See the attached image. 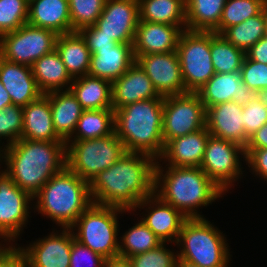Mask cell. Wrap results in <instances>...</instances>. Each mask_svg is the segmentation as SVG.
<instances>
[{
    "instance_id": "obj_1",
    "label": "cell",
    "mask_w": 267,
    "mask_h": 267,
    "mask_svg": "<svg viewBox=\"0 0 267 267\" xmlns=\"http://www.w3.org/2000/svg\"><path fill=\"white\" fill-rule=\"evenodd\" d=\"M155 164L156 159L151 155L126 152L89 183L92 202L133 212L154 193Z\"/></svg>"
},
{
    "instance_id": "obj_2",
    "label": "cell",
    "mask_w": 267,
    "mask_h": 267,
    "mask_svg": "<svg viewBox=\"0 0 267 267\" xmlns=\"http://www.w3.org/2000/svg\"><path fill=\"white\" fill-rule=\"evenodd\" d=\"M2 164L13 182L34 197L51 177L66 167V142L20 138L1 149Z\"/></svg>"
},
{
    "instance_id": "obj_3",
    "label": "cell",
    "mask_w": 267,
    "mask_h": 267,
    "mask_svg": "<svg viewBox=\"0 0 267 267\" xmlns=\"http://www.w3.org/2000/svg\"><path fill=\"white\" fill-rule=\"evenodd\" d=\"M154 193L187 218H204L198 211L222 198L219 188L200 167L155 164Z\"/></svg>"
},
{
    "instance_id": "obj_4",
    "label": "cell",
    "mask_w": 267,
    "mask_h": 267,
    "mask_svg": "<svg viewBox=\"0 0 267 267\" xmlns=\"http://www.w3.org/2000/svg\"><path fill=\"white\" fill-rule=\"evenodd\" d=\"M163 101L147 99L114 110V131L126 152L145 153L156 160L162 155Z\"/></svg>"
},
{
    "instance_id": "obj_5",
    "label": "cell",
    "mask_w": 267,
    "mask_h": 267,
    "mask_svg": "<svg viewBox=\"0 0 267 267\" xmlns=\"http://www.w3.org/2000/svg\"><path fill=\"white\" fill-rule=\"evenodd\" d=\"M34 212L50 218L60 228H71L93 203L89 183L65 167L33 197Z\"/></svg>"
},
{
    "instance_id": "obj_6",
    "label": "cell",
    "mask_w": 267,
    "mask_h": 267,
    "mask_svg": "<svg viewBox=\"0 0 267 267\" xmlns=\"http://www.w3.org/2000/svg\"><path fill=\"white\" fill-rule=\"evenodd\" d=\"M178 261L199 267H228L232 255L227 238L206 218H187L176 244Z\"/></svg>"
},
{
    "instance_id": "obj_7",
    "label": "cell",
    "mask_w": 267,
    "mask_h": 267,
    "mask_svg": "<svg viewBox=\"0 0 267 267\" xmlns=\"http://www.w3.org/2000/svg\"><path fill=\"white\" fill-rule=\"evenodd\" d=\"M125 212L128 211L92 203L78 217L71 230L75 239L92 251L106 259L117 257L120 242L118 217Z\"/></svg>"
},
{
    "instance_id": "obj_8",
    "label": "cell",
    "mask_w": 267,
    "mask_h": 267,
    "mask_svg": "<svg viewBox=\"0 0 267 267\" xmlns=\"http://www.w3.org/2000/svg\"><path fill=\"white\" fill-rule=\"evenodd\" d=\"M126 153L115 131L108 136L66 141V167L90 183L101 171L116 163Z\"/></svg>"
},
{
    "instance_id": "obj_9",
    "label": "cell",
    "mask_w": 267,
    "mask_h": 267,
    "mask_svg": "<svg viewBox=\"0 0 267 267\" xmlns=\"http://www.w3.org/2000/svg\"><path fill=\"white\" fill-rule=\"evenodd\" d=\"M176 52L186 92H197L214 74L210 50V32L184 30Z\"/></svg>"
},
{
    "instance_id": "obj_10",
    "label": "cell",
    "mask_w": 267,
    "mask_h": 267,
    "mask_svg": "<svg viewBox=\"0 0 267 267\" xmlns=\"http://www.w3.org/2000/svg\"><path fill=\"white\" fill-rule=\"evenodd\" d=\"M241 160L246 162L245 148L232 141L210 135L200 168L227 193L236 181L243 178L244 167Z\"/></svg>"
},
{
    "instance_id": "obj_11",
    "label": "cell",
    "mask_w": 267,
    "mask_h": 267,
    "mask_svg": "<svg viewBox=\"0 0 267 267\" xmlns=\"http://www.w3.org/2000/svg\"><path fill=\"white\" fill-rule=\"evenodd\" d=\"M206 127V109L197 92L168 95L163 101L162 136L164 145Z\"/></svg>"
},
{
    "instance_id": "obj_12",
    "label": "cell",
    "mask_w": 267,
    "mask_h": 267,
    "mask_svg": "<svg viewBox=\"0 0 267 267\" xmlns=\"http://www.w3.org/2000/svg\"><path fill=\"white\" fill-rule=\"evenodd\" d=\"M58 34L28 23L0 37V56L10 62L32 66L56 48Z\"/></svg>"
},
{
    "instance_id": "obj_13",
    "label": "cell",
    "mask_w": 267,
    "mask_h": 267,
    "mask_svg": "<svg viewBox=\"0 0 267 267\" xmlns=\"http://www.w3.org/2000/svg\"><path fill=\"white\" fill-rule=\"evenodd\" d=\"M32 201V202H31ZM33 197L20 189L4 171L0 170V241L2 245H15L28 224ZM31 206V207H30ZM4 242V243H3ZM8 242V243H7Z\"/></svg>"
},
{
    "instance_id": "obj_14",
    "label": "cell",
    "mask_w": 267,
    "mask_h": 267,
    "mask_svg": "<svg viewBox=\"0 0 267 267\" xmlns=\"http://www.w3.org/2000/svg\"><path fill=\"white\" fill-rule=\"evenodd\" d=\"M55 230L29 245L17 246L29 267H70L73 231L71 228Z\"/></svg>"
},
{
    "instance_id": "obj_15",
    "label": "cell",
    "mask_w": 267,
    "mask_h": 267,
    "mask_svg": "<svg viewBox=\"0 0 267 267\" xmlns=\"http://www.w3.org/2000/svg\"><path fill=\"white\" fill-rule=\"evenodd\" d=\"M134 57L159 95L165 97L185 93V83L176 51Z\"/></svg>"
},
{
    "instance_id": "obj_16",
    "label": "cell",
    "mask_w": 267,
    "mask_h": 267,
    "mask_svg": "<svg viewBox=\"0 0 267 267\" xmlns=\"http://www.w3.org/2000/svg\"><path fill=\"white\" fill-rule=\"evenodd\" d=\"M138 22V0H106L95 26L118 43L133 44Z\"/></svg>"
},
{
    "instance_id": "obj_17",
    "label": "cell",
    "mask_w": 267,
    "mask_h": 267,
    "mask_svg": "<svg viewBox=\"0 0 267 267\" xmlns=\"http://www.w3.org/2000/svg\"><path fill=\"white\" fill-rule=\"evenodd\" d=\"M138 208L145 209L147 215L142 212L140 219L163 243L176 244L187 217L155 193L141 201L133 211L136 212Z\"/></svg>"
},
{
    "instance_id": "obj_18",
    "label": "cell",
    "mask_w": 267,
    "mask_h": 267,
    "mask_svg": "<svg viewBox=\"0 0 267 267\" xmlns=\"http://www.w3.org/2000/svg\"><path fill=\"white\" fill-rule=\"evenodd\" d=\"M197 93L205 109L228 101H235L243 107L258 96L242 82L240 71L215 73Z\"/></svg>"
},
{
    "instance_id": "obj_19",
    "label": "cell",
    "mask_w": 267,
    "mask_h": 267,
    "mask_svg": "<svg viewBox=\"0 0 267 267\" xmlns=\"http://www.w3.org/2000/svg\"><path fill=\"white\" fill-rule=\"evenodd\" d=\"M211 134L207 127L185 136L169 140L156 162L174 167H200L207 140ZM167 163V164H166Z\"/></svg>"
},
{
    "instance_id": "obj_20",
    "label": "cell",
    "mask_w": 267,
    "mask_h": 267,
    "mask_svg": "<svg viewBox=\"0 0 267 267\" xmlns=\"http://www.w3.org/2000/svg\"><path fill=\"white\" fill-rule=\"evenodd\" d=\"M242 109L235 101L219 103L206 109V127L208 132L220 139L232 141L246 147Z\"/></svg>"
},
{
    "instance_id": "obj_21",
    "label": "cell",
    "mask_w": 267,
    "mask_h": 267,
    "mask_svg": "<svg viewBox=\"0 0 267 267\" xmlns=\"http://www.w3.org/2000/svg\"><path fill=\"white\" fill-rule=\"evenodd\" d=\"M0 81L10 95L12 105L25 107L43 94L31 66L10 62L1 56Z\"/></svg>"
},
{
    "instance_id": "obj_22",
    "label": "cell",
    "mask_w": 267,
    "mask_h": 267,
    "mask_svg": "<svg viewBox=\"0 0 267 267\" xmlns=\"http://www.w3.org/2000/svg\"><path fill=\"white\" fill-rule=\"evenodd\" d=\"M183 30L164 23L138 22L133 43L134 55L176 51Z\"/></svg>"
},
{
    "instance_id": "obj_23",
    "label": "cell",
    "mask_w": 267,
    "mask_h": 267,
    "mask_svg": "<svg viewBox=\"0 0 267 267\" xmlns=\"http://www.w3.org/2000/svg\"><path fill=\"white\" fill-rule=\"evenodd\" d=\"M154 98H164V96L158 94L149 77L136 62L112 82L113 110Z\"/></svg>"
},
{
    "instance_id": "obj_24",
    "label": "cell",
    "mask_w": 267,
    "mask_h": 267,
    "mask_svg": "<svg viewBox=\"0 0 267 267\" xmlns=\"http://www.w3.org/2000/svg\"><path fill=\"white\" fill-rule=\"evenodd\" d=\"M134 63L133 44L118 43L111 49H97L91 55L88 74L113 82Z\"/></svg>"
},
{
    "instance_id": "obj_25",
    "label": "cell",
    "mask_w": 267,
    "mask_h": 267,
    "mask_svg": "<svg viewBox=\"0 0 267 267\" xmlns=\"http://www.w3.org/2000/svg\"><path fill=\"white\" fill-rule=\"evenodd\" d=\"M23 139L63 141L55 132L49 97L42 94L23 107Z\"/></svg>"
},
{
    "instance_id": "obj_26",
    "label": "cell",
    "mask_w": 267,
    "mask_h": 267,
    "mask_svg": "<svg viewBox=\"0 0 267 267\" xmlns=\"http://www.w3.org/2000/svg\"><path fill=\"white\" fill-rule=\"evenodd\" d=\"M27 23L58 35L72 32L68 0L29 1Z\"/></svg>"
},
{
    "instance_id": "obj_27",
    "label": "cell",
    "mask_w": 267,
    "mask_h": 267,
    "mask_svg": "<svg viewBox=\"0 0 267 267\" xmlns=\"http://www.w3.org/2000/svg\"><path fill=\"white\" fill-rule=\"evenodd\" d=\"M46 95L50 100L55 132L66 142L73 135L83 108L70 89L53 91Z\"/></svg>"
},
{
    "instance_id": "obj_28",
    "label": "cell",
    "mask_w": 267,
    "mask_h": 267,
    "mask_svg": "<svg viewBox=\"0 0 267 267\" xmlns=\"http://www.w3.org/2000/svg\"><path fill=\"white\" fill-rule=\"evenodd\" d=\"M55 49L72 79L88 74L92 54L79 32L58 35Z\"/></svg>"
},
{
    "instance_id": "obj_29",
    "label": "cell",
    "mask_w": 267,
    "mask_h": 267,
    "mask_svg": "<svg viewBox=\"0 0 267 267\" xmlns=\"http://www.w3.org/2000/svg\"><path fill=\"white\" fill-rule=\"evenodd\" d=\"M31 67L33 76L43 94L70 89L73 79L68 74L56 49L36 60Z\"/></svg>"
},
{
    "instance_id": "obj_30",
    "label": "cell",
    "mask_w": 267,
    "mask_h": 267,
    "mask_svg": "<svg viewBox=\"0 0 267 267\" xmlns=\"http://www.w3.org/2000/svg\"><path fill=\"white\" fill-rule=\"evenodd\" d=\"M70 90L83 110L112 108V82L89 74L74 78Z\"/></svg>"
},
{
    "instance_id": "obj_31",
    "label": "cell",
    "mask_w": 267,
    "mask_h": 267,
    "mask_svg": "<svg viewBox=\"0 0 267 267\" xmlns=\"http://www.w3.org/2000/svg\"><path fill=\"white\" fill-rule=\"evenodd\" d=\"M139 20L186 30V0H138Z\"/></svg>"
},
{
    "instance_id": "obj_32",
    "label": "cell",
    "mask_w": 267,
    "mask_h": 267,
    "mask_svg": "<svg viewBox=\"0 0 267 267\" xmlns=\"http://www.w3.org/2000/svg\"><path fill=\"white\" fill-rule=\"evenodd\" d=\"M227 0H186V30L214 32Z\"/></svg>"
},
{
    "instance_id": "obj_33",
    "label": "cell",
    "mask_w": 267,
    "mask_h": 267,
    "mask_svg": "<svg viewBox=\"0 0 267 267\" xmlns=\"http://www.w3.org/2000/svg\"><path fill=\"white\" fill-rule=\"evenodd\" d=\"M114 132L113 108L83 110L73 135L68 140H88L111 135Z\"/></svg>"
},
{
    "instance_id": "obj_34",
    "label": "cell",
    "mask_w": 267,
    "mask_h": 267,
    "mask_svg": "<svg viewBox=\"0 0 267 267\" xmlns=\"http://www.w3.org/2000/svg\"><path fill=\"white\" fill-rule=\"evenodd\" d=\"M236 48L246 53L256 42L267 35L263 11L221 33Z\"/></svg>"
},
{
    "instance_id": "obj_35",
    "label": "cell",
    "mask_w": 267,
    "mask_h": 267,
    "mask_svg": "<svg viewBox=\"0 0 267 267\" xmlns=\"http://www.w3.org/2000/svg\"><path fill=\"white\" fill-rule=\"evenodd\" d=\"M210 50L215 73L241 70L245 53L231 44L222 34L210 32Z\"/></svg>"
},
{
    "instance_id": "obj_36",
    "label": "cell",
    "mask_w": 267,
    "mask_h": 267,
    "mask_svg": "<svg viewBox=\"0 0 267 267\" xmlns=\"http://www.w3.org/2000/svg\"><path fill=\"white\" fill-rule=\"evenodd\" d=\"M136 222L119 238L120 257L129 258L153 250L163 243L141 219Z\"/></svg>"
},
{
    "instance_id": "obj_37",
    "label": "cell",
    "mask_w": 267,
    "mask_h": 267,
    "mask_svg": "<svg viewBox=\"0 0 267 267\" xmlns=\"http://www.w3.org/2000/svg\"><path fill=\"white\" fill-rule=\"evenodd\" d=\"M267 0H227L224 5L219 27L214 33L221 34L226 28L246 21L262 12Z\"/></svg>"
},
{
    "instance_id": "obj_38",
    "label": "cell",
    "mask_w": 267,
    "mask_h": 267,
    "mask_svg": "<svg viewBox=\"0 0 267 267\" xmlns=\"http://www.w3.org/2000/svg\"><path fill=\"white\" fill-rule=\"evenodd\" d=\"M106 0H68L72 32L95 25Z\"/></svg>"
},
{
    "instance_id": "obj_39",
    "label": "cell",
    "mask_w": 267,
    "mask_h": 267,
    "mask_svg": "<svg viewBox=\"0 0 267 267\" xmlns=\"http://www.w3.org/2000/svg\"><path fill=\"white\" fill-rule=\"evenodd\" d=\"M26 0H0V37L11 33L27 23Z\"/></svg>"
},
{
    "instance_id": "obj_40",
    "label": "cell",
    "mask_w": 267,
    "mask_h": 267,
    "mask_svg": "<svg viewBox=\"0 0 267 267\" xmlns=\"http://www.w3.org/2000/svg\"><path fill=\"white\" fill-rule=\"evenodd\" d=\"M23 132V107L10 105L0 110V151L17 142ZM5 138V139H4ZM2 139L5 143H2ZM2 143V146H1Z\"/></svg>"
},
{
    "instance_id": "obj_41",
    "label": "cell",
    "mask_w": 267,
    "mask_h": 267,
    "mask_svg": "<svg viewBox=\"0 0 267 267\" xmlns=\"http://www.w3.org/2000/svg\"><path fill=\"white\" fill-rule=\"evenodd\" d=\"M162 243L157 248L129 257L132 267H176L178 253Z\"/></svg>"
},
{
    "instance_id": "obj_42",
    "label": "cell",
    "mask_w": 267,
    "mask_h": 267,
    "mask_svg": "<svg viewBox=\"0 0 267 267\" xmlns=\"http://www.w3.org/2000/svg\"><path fill=\"white\" fill-rule=\"evenodd\" d=\"M242 82L257 93L267 89V64L250 60L246 55L241 66Z\"/></svg>"
},
{
    "instance_id": "obj_43",
    "label": "cell",
    "mask_w": 267,
    "mask_h": 267,
    "mask_svg": "<svg viewBox=\"0 0 267 267\" xmlns=\"http://www.w3.org/2000/svg\"><path fill=\"white\" fill-rule=\"evenodd\" d=\"M242 117L245 137L249 139L253 133L267 122V107L257 96L243 106Z\"/></svg>"
},
{
    "instance_id": "obj_44",
    "label": "cell",
    "mask_w": 267,
    "mask_h": 267,
    "mask_svg": "<svg viewBox=\"0 0 267 267\" xmlns=\"http://www.w3.org/2000/svg\"><path fill=\"white\" fill-rule=\"evenodd\" d=\"M105 260L102 255L77 241L73 234L70 267H84L85 264L86 267H104Z\"/></svg>"
},
{
    "instance_id": "obj_45",
    "label": "cell",
    "mask_w": 267,
    "mask_h": 267,
    "mask_svg": "<svg viewBox=\"0 0 267 267\" xmlns=\"http://www.w3.org/2000/svg\"><path fill=\"white\" fill-rule=\"evenodd\" d=\"M78 32L84 38L91 54L97 49H111L118 44L111 37L100 34V30L95 25L83 28Z\"/></svg>"
},
{
    "instance_id": "obj_46",
    "label": "cell",
    "mask_w": 267,
    "mask_h": 267,
    "mask_svg": "<svg viewBox=\"0 0 267 267\" xmlns=\"http://www.w3.org/2000/svg\"><path fill=\"white\" fill-rule=\"evenodd\" d=\"M245 154L250 173L267 183V148L245 149Z\"/></svg>"
},
{
    "instance_id": "obj_47",
    "label": "cell",
    "mask_w": 267,
    "mask_h": 267,
    "mask_svg": "<svg viewBox=\"0 0 267 267\" xmlns=\"http://www.w3.org/2000/svg\"><path fill=\"white\" fill-rule=\"evenodd\" d=\"M0 267H29L27 259L16 245L0 246Z\"/></svg>"
},
{
    "instance_id": "obj_48",
    "label": "cell",
    "mask_w": 267,
    "mask_h": 267,
    "mask_svg": "<svg viewBox=\"0 0 267 267\" xmlns=\"http://www.w3.org/2000/svg\"><path fill=\"white\" fill-rule=\"evenodd\" d=\"M245 55L250 60L267 64V35L256 42Z\"/></svg>"
},
{
    "instance_id": "obj_49",
    "label": "cell",
    "mask_w": 267,
    "mask_h": 267,
    "mask_svg": "<svg viewBox=\"0 0 267 267\" xmlns=\"http://www.w3.org/2000/svg\"><path fill=\"white\" fill-rule=\"evenodd\" d=\"M260 148H267V122L249 137L245 147V149Z\"/></svg>"
},
{
    "instance_id": "obj_50",
    "label": "cell",
    "mask_w": 267,
    "mask_h": 267,
    "mask_svg": "<svg viewBox=\"0 0 267 267\" xmlns=\"http://www.w3.org/2000/svg\"><path fill=\"white\" fill-rule=\"evenodd\" d=\"M104 267H132V265L128 258L117 256L106 259Z\"/></svg>"
},
{
    "instance_id": "obj_51",
    "label": "cell",
    "mask_w": 267,
    "mask_h": 267,
    "mask_svg": "<svg viewBox=\"0 0 267 267\" xmlns=\"http://www.w3.org/2000/svg\"><path fill=\"white\" fill-rule=\"evenodd\" d=\"M10 105H12V100L10 98V95L0 81V110Z\"/></svg>"
},
{
    "instance_id": "obj_52",
    "label": "cell",
    "mask_w": 267,
    "mask_h": 267,
    "mask_svg": "<svg viewBox=\"0 0 267 267\" xmlns=\"http://www.w3.org/2000/svg\"><path fill=\"white\" fill-rule=\"evenodd\" d=\"M258 97L267 107V89L258 92Z\"/></svg>"
},
{
    "instance_id": "obj_53",
    "label": "cell",
    "mask_w": 267,
    "mask_h": 267,
    "mask_svg": "<svg viewBox=\"0 0 267 267\" xmlns=\"http://www.w3.org/2000/svg\"><path fill=\"white\" fill-rule=\"evenodd\" d=\"M176 267H199L186 261H177Z\"/></svg>"
},
{
    "instance_id": "obj_54",
    "label": "cell",
    "mask_w": 267,
    "mask_h": 267,
    "mask_svg": "<svg viewBox=\"0 0 267 267\" xmlns=\"http://www.w3.org/2000/svg\"><path fill=\"white\" fill-rule=\"evenodd\" d=\"M262 11L264 13V19H265V25H266V32H267V2L265 3Z\"/></svg>"
}]
</instances>
